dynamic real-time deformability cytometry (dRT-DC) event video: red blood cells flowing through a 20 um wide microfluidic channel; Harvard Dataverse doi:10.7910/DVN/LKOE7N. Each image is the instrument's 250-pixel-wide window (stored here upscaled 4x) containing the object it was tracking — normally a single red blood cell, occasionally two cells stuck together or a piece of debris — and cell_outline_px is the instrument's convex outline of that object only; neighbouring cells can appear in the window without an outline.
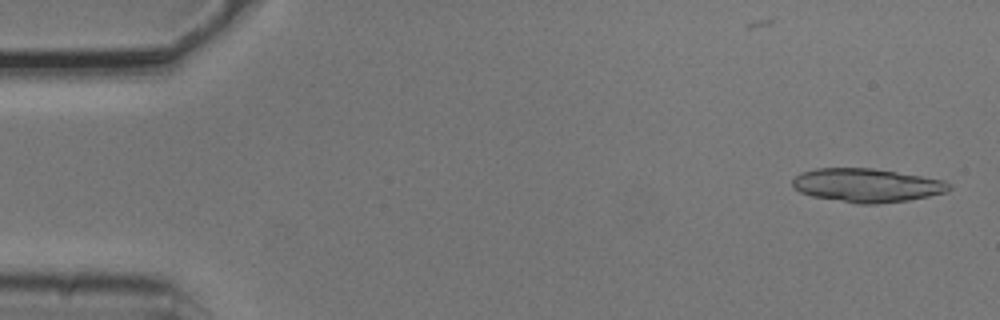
{"species": "common noctule bat (a hibernating species)", "species_latin": "Nyctalus noctula", "temperature_condition": "cold", "stored_images_in_passage": 7, "segment_of_instrument_passage": [1, 2], "camera_frame_rate_fps": 3000, "um_per_image_px": 0.085, "animal": {"sex": "male", "body_mass_g": 20.5, "forearm_length_mm": 52.5}, "frame": {"image": 1, "passage_image": 1, "time_ms": 0.0, "image_size_px": [1000, 320], "cell_outline_px": [[952, 188], [948, 192], [908, 200], [876, 204], [856, 204], [812, 196], [800, 192], [792, 188], [792, 180], [800, 172], [816, 168], [872, 168], [944, 180], [952, 184]], "centroid_in_image_um": [73.67, 15.75], "position_along_channel_um": 11.3, "area_um2": 30.87}}